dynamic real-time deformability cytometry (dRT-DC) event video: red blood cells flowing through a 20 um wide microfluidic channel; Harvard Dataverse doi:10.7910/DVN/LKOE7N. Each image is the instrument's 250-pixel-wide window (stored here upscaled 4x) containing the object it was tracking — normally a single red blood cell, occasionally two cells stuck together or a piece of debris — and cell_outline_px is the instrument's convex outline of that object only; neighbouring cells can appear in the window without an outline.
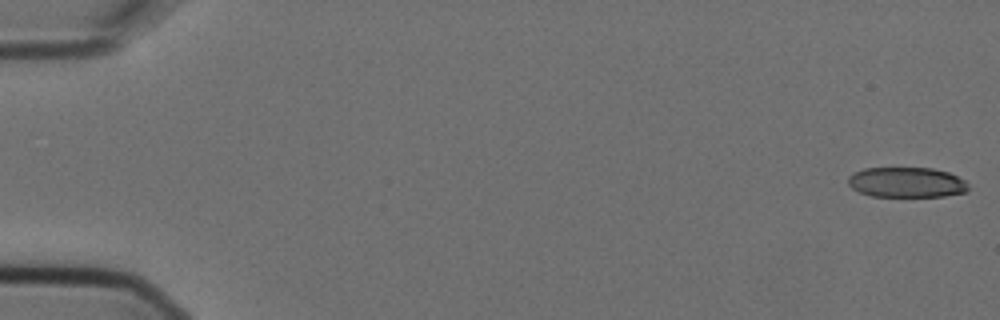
{"species": "Egyptian fruit bat (a non-hibernating species)", "species_latin": "Rousettus aegyptiacus", "temperature_condition": "cold", "stored_images_in_passage": 6, "segment_of_instrument_passage": [2, 2], "camera_frame_rate_fps": 3000, "um_per_image_px": 0.085, "animal": {"sex": "female"}, "frame": {"image": 1, "passage_image": 6, "time_ms": 1.667, "image_size_px": [1000, 320], "cell_outline_px": [[968, 192], [944, 196], [872, 196], [860, 192], [852, 188], [848, 184], [848, 176], [864, 168], [932, 168], [948, 172], [964, 180], [968, 184]], "centroid_in_image_um": [77.07, 15.5], "position_along_channel_um": 7.9, "area_um2": 21.1}}